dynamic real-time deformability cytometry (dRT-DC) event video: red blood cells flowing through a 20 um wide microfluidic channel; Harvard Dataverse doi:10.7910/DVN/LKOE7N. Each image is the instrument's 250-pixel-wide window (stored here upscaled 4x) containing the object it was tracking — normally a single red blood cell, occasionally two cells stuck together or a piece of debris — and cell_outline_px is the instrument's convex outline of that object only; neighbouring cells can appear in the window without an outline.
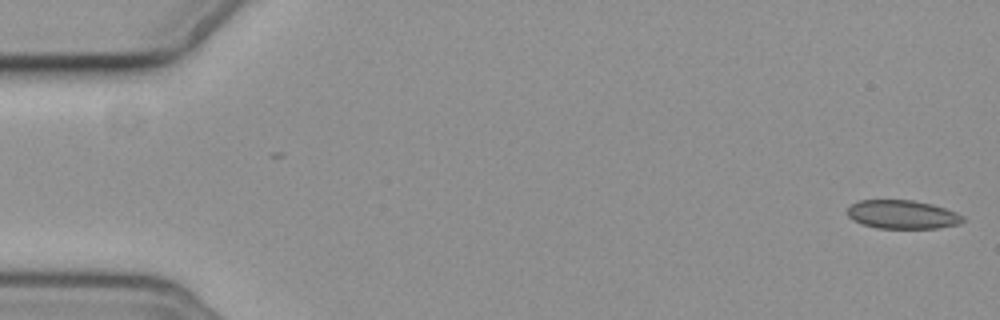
{"species": "common noctule bat (a hibernating species)", "species_latin": "Nyctalus noctula", "temperature_condition": "cold", "stored_images_in_passage": 4, "camera_frame_rate_fps": 3000, "um_per_image_px": 0.085, "animal": {"sex": "female", "body_mass_g": 19.3, "forearm_length_mm": 54.1}, "frame": {"image": 1, "passage_image": 1, "time_ms": 0.0, "image_size_px": [1000, 320], "cell_outline_px": [[964, 220], [960, 224], [936, 228], [876, 228], [852, 220], [848, 216], [848, 208], [852, 204], [860, 200], [912, 200], [932, 204], [956, 212], [964, 216]], "centroid_in_image_um": [76.71, 18.23], "position_along_channel_um": 8.3, "area_um2": 19.19}}
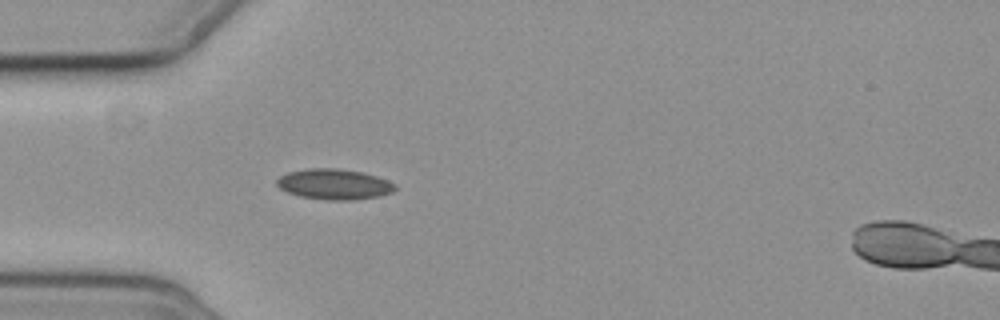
{"frame": {"image": 2, "passage_image": 4, "time_ms": 5.333, "image_size_px": [1000, 320], "cell_outline_px": [[396, 188], [392, 192], [380, 196], [352, 200], [328, 200], [300, 196], [288, 192], [280, 188], [276, 184], [276, 180], [280, 176], [288, 172], [308, 168], [340, 168], [364, 172], [388, 180], [396, 184]], "centroid_in_image_um": [28.42, 15.65], "position_along_channel_um": 56.6, "area_um2": 21.15}}